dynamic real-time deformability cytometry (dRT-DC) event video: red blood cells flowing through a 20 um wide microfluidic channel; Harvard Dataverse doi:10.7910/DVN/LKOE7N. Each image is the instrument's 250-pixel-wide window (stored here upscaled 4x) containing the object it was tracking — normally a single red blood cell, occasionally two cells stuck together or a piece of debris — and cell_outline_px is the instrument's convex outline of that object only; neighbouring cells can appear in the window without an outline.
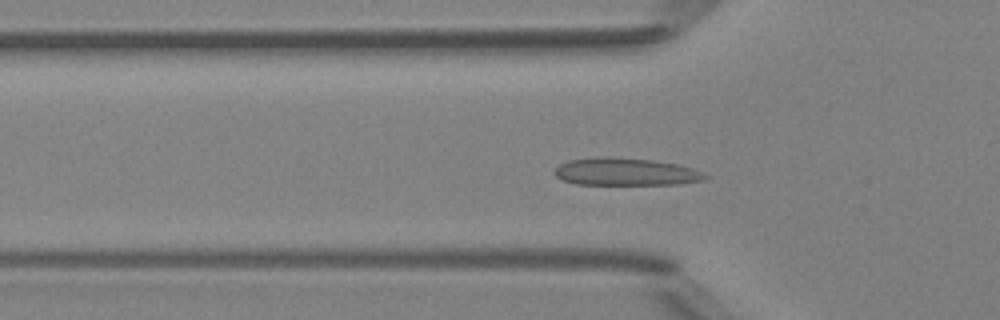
{"species": "Egyptian fruit bat (a non-hibernating species)", "species_latin": "Rousettus aegyptiacus", "temperature_condition": "room temperature", "stored_images_in_passage": 29, "camera_frame_rate_fps": 3000, "um_per_image_px": 0.085, "animal": {"sex": "female"}, "frame": {"image": 1, "passage_image": 6, "time_ms": 1.667, "image_size_px": [1000, 320], "cell_outline_px": [[708, 176], [704, 180], [680, 184], [576, 184], [560, 180], [552, 172], [560, 164], [568, 160], [604, 156], [652, 160], [680, 164], [704, 172]], "centroid_in_image_um": [53.18, 14.6], "position_along_channel_um": 72.6, "area_um2": 24.28}}
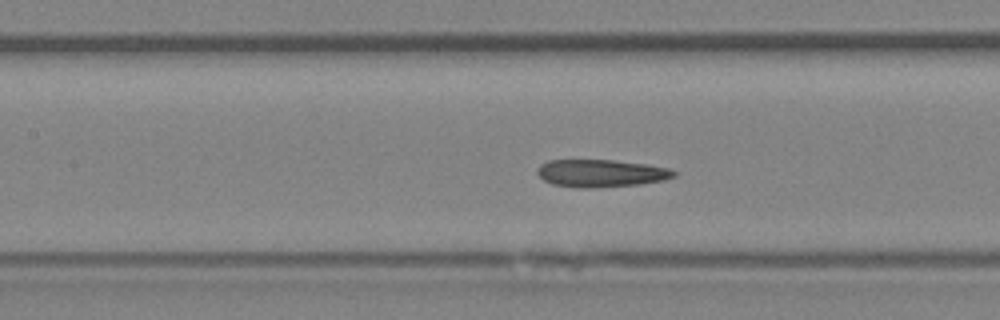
{"frame": {"image": 2, "passage_image": 12, "time_ms": 3.667, "image_size_px": [1000, 320], "cell_outline_px": [[676, 176], [664, 180], [640, 184], [588, 188], [580, 188], [552, 184], [544, 180], [536, 172], [536, 168], [540, 164], [548, 160], [612, 160], [648, 164], [668, 168], [676, 172]], "centroid_in_image_um": [51.07, 14.72], "position_along_channel_um": 156.3, "area_um2": 21.96}}
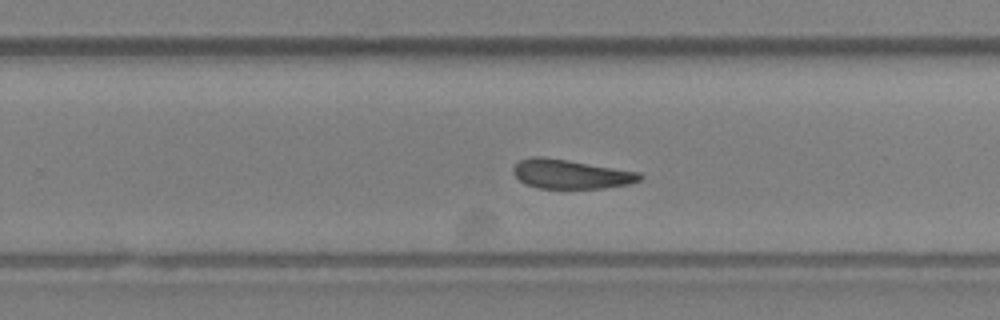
{"frame": {"image": 3, "passage_image": 21, "time_ms": 6.667, "image_size_px": [1000, 320], "cell_outline_px": [[644, 176], [640, 180], [628, 184], [604, 188], [540, 188], [524, 184], [512, 172], [512, 168], [520, 160], [532, 156], [540, 156], [568, 160], [640, 172]], "centroid_in_image_um": [48.5, 14.79], "position_along_channel_um": 281.3, "area_um2": 21.5}}